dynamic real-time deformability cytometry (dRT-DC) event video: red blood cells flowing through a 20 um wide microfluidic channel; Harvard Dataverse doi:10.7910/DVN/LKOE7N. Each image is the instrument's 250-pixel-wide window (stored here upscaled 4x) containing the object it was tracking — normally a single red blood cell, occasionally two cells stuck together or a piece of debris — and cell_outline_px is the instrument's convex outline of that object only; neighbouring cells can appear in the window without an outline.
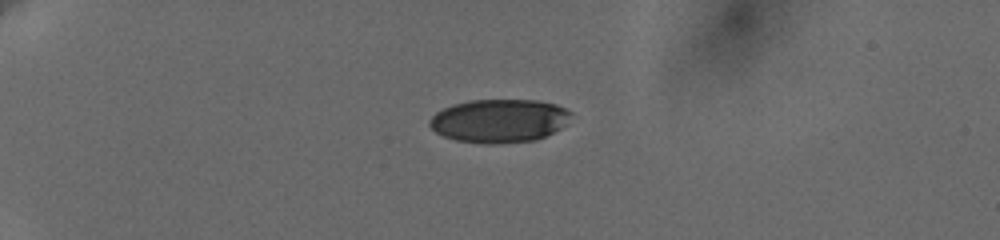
{"species": "human", "species_latin": "Homo sapiens", "temperature_condition": "cold", "stored_images_in_passage": 44, "camera_frame_rate_fps": 3000, "um_per_image_px": 0.085, "donor": {"sex": "female"}, "frame": {"image": 1, "passage_image": 1, "time_ms": 0.0, "image_size_px": [1000, 240], "cell_outline_px": [[572, 112], [564, 124], [560, 128], [536, 140], [500, 144], [488, 144], [456, 140], [444, 136], [436, 132], [428, 124], [428, 120], [436, 112], [452, 104], [468, 100], [536, 100], [556, 104]], "centroid_in_image_um": [42.4, 10.26], "position_along_channel_um": 42.6, "area_um2": 35.72}}
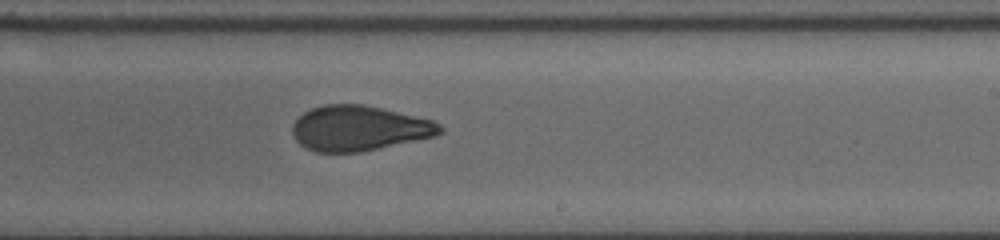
{"frame": {"image": 2, "passage_image": 24, "time_ms": 7.667, "image_size_px": [1000, 240], "cell_outline_px": [[444, 132], [436, 136], [360, 152], [316, 152], [300, 144], [296, 140], [292, 132], [292, 124], [304, 112], [312, 108], [324, 104], [364, 104], [416, 116], [432, 120], [440, 124], [444, 128]], "centroid_in_image_um": [30.53, 10.9], "position_along_channel_um": 258.5, "area_um2": 38.78}}
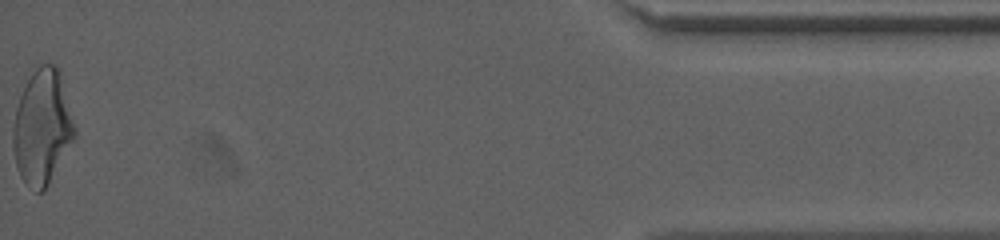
{"frame": {"image": 3, "passage_image": 44, "time_ms": 14.333, "image_size_px": [1000, 240], "cell_outline_px": [[76, 136], [44, 192], [36, 192], [20, 176], [16, 164], [12, 144], [12, 128], [16, 108], [20, 96], [28, 80], [36, 68], [40, 64], [56, 64], [60, 68], [76, 128]], "centroid_in_image_um": [3.61, 10.79], "position_along_channel_um": 431.6, "area_um2": 41.38}, "authors_computed_cell_mechanics": {"area_um2": 39.0728, "velocity_mm_per_s": 3.6496, "shape_relaxation_time_tau1_ms": 5.8229, "shape_relaxation_time_tau2_ms": 1.5599, "deformation_change_tau1": 0.1711, "deformation_change_tau2": 0.0851}}